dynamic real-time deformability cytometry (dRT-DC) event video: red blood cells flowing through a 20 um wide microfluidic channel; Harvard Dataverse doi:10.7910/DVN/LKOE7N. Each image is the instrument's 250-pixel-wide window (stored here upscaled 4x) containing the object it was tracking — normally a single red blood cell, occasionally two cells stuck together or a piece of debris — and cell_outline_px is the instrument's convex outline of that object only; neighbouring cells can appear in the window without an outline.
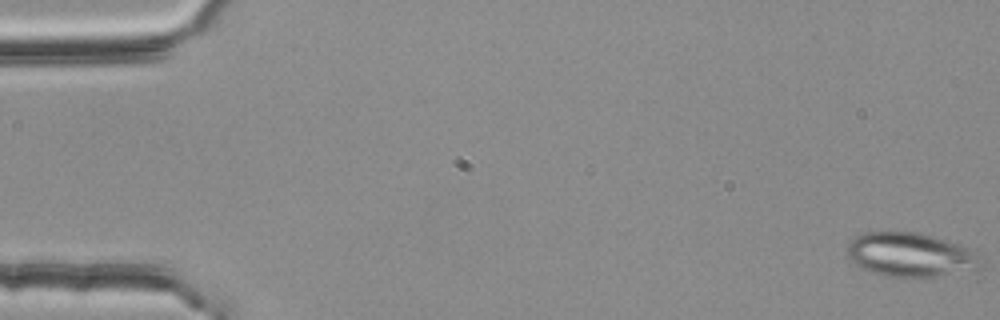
{"species": "common noctule bat (a hibernating species)", "species_latin": "Nyctalus noctula", "temperature_condition": "room temperature", "stored_images_in_passage": 54, "segment_of_instrument_passage": [1, 2], "camera_frame_rate_fps": 3000, "um_per_image_px": 0.085, "animal": {"sex": "female", "body_mass_g": 25.1}, "frame": {"image": 1, "passage_image": 1, "time_ms": 0.0, "image_size_px": [1000, 320], "cell_outline_px": [[980, 268], [936, 276], [884, 276], [868, 272], [856, 264], [848, 256], [848, 244], [856, 236], [864, 232], [916, 232], [932, 236], [968, 248], [976, 252], [980, 256]], "centroid_in_image_um": [77.35, 21.65], "position_along_channel_um": 7.6, "area_um2": 33.76}}